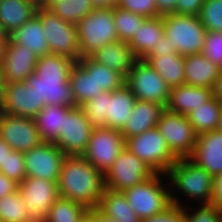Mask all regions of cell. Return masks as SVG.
<instances>
[{"label": "cell", "mask_w": 222, "mask_h": 222, "mask_svg": "<svg viewBox=\"0 0 222 222\" xmlns=\"http://www.w3.org/2000/svg\"><path fill=\"white\" fill-rule=\"evenodd\" d=\"M59 197L74 201L87 210L97 207L102 196L104 175L82 155H67L57 182Z\"/></svg>", "instance_id": "obj_1"}, {"label": "cell", "mask_w": 222, "mask_h": 222, "mask_svg": "<svg viewBox=\"0 0 222 222\" xmlns=\"http://www.w3.org/2000/svg\"><path fill=\"white\" fill-rule=\"evenodd\" d=\"M75 61L56 54L38 58L35 73L25 82L34 87L45 105L76 107L71 85L70 71Z\"/></svg>", "instance_id": "obj_2"}, {"label": "cell", "mask_w": 222, "mask_h": 222, "mask_svg": "<svg viewBox=\"0 0 222 222\" xmlns=\"http://www.w3.org/2000/svg\"><path fill=\"white\" fill-rule=\"evenodd\" d=\"M167 177L172 204L183 207V200H179L181 195L187 197L186 200L191 199L193 203L198 202L199 205L211 204L214 177L188 157L178 158L166 173Z\"/></svg>", "instance_id": "obj_3"}, {"label": "cell", "mask_w": 222, "mask_h": 222, "mask_svg": "<svg viewBox=\"0 0 222 222\" xmlns=\"http://www.w3.org/2000/svg\"><path fill=\"white\" fill-rule=\"evenodd\" d=\"M81 57H90L102 46L119 41L113 8H94L76 24Z\"/></svg>", "instance_id": "obj_4"}, {"label": "cell", "mask_w": 222, "mask_h": 222, "mask_svg": "<svg viewBox=\"0 0 222 222\" xmlns=\"http://www.w3.org/2000/svg\"><path fill=\"white\" fill-rule=\"evenodd\" d=\"M165 176L156 173L145 182L123 191L140 220L159 215L172 205L169 182L163 178Z\"/></svg>", "instance_id": "obj_5"}, {"label": "cell", "mask_w": 222, "mask_h": 222, "mask_svg": "<svg viewBox=\"0 0 222 222\" xmlns=\"http://www.w3.org/2000/svg\"><path fill=\"white\" fill-rule=\"evenodd\" d=\"M164 35L182 56L201 53L206 28L198 16L169 14L163 17Z\"/></svg>", "instance_id": "obj_6"}, {"label": "cell", "mask_w": 222, "mask_h": 222, "mask_svg": "<svg viewBox=\"0 0 222 222\" xmlns=\"http://www.w3.org/2000/svg\"><path fill=\"white\" fill-rule=\"evenodd\" d=\"M125 147L155 173L166 174L178 159L169 149L157 127L127 138Z\"/></svg>", "instance_id": "obj_7"}, {"label": "cell", "mask_w": 222, "mask_h": 222, "mask_svg": "<svg viewBox=\"0 0 222 222\" xmlns=\"http://www.w3.org/2000/svg\"><path fill=\"white\" fill-rule=\"evenodd\" d=\"M50 54L67 57L77 62L80 56L76 24L65 21L48 8H37Z\"/></svg>", "instance_id": "obj_8"}, {"label": "cell", "mask_w": 222, "mask_h": 222, "mask_svg": "<svg viewBox=\"0 0 222 222\" xmlns=\"http://www.w3.org/2000/svg\"><path fill=\"white\" fill-rule=\"evenodd\" d=\"M156 173L126 147L104 174L106 189L123 192L150 179Z\"/></svg>", "instance_id": "obj_9"}, {"label": "cell", "mask_w": 222, "mask_h": 222, "mask_svg": "<svg viewBox=\"0 0 222 222\" xmlns=\"http://www.w3.org/2000/svg\"><path fill=\"white\" fill-rule=\"evenodd\" d=\"M125 84L137 100L159 103L166 108L171 88L147 61L135 62Z\"/></svg>", "instance_id": "obj_10"}, {"label": "cell", "mask_w": 222, "mask_h": 222, "mask_svg": "<svg viewBox=\"0 0 222 222\" xmlns=\"http://www.w3.org/2000/svg\"><path fill=\"white\" fill-rule=\"evenodd\" d=\"M124 148L125 138L120 130L110 127L94 128L82 156L104 175Z\"/></svg>", "instance_id": "obj_11"}, {"label": "cell", "mask_w": 222, "mask_h": 222, "mask_svg": "<svg viewBox=\"0 0 222 222\" xmlns=\"http://www.w3.org/2000/svg\"><path fill=\"white\" fill-rule=\"evenodd\" d=\"M157 128L177 158H187L191 155L198 135L186 115L165 109L159 118Z\"/></svg>", "instance_id": "obj_12"}, {"label": "cell", "mask_w": 222, "mask_h": 222, "mask_svg": "<svg viewBox=\"0 0 222 222\" xmlns=\"http://www.w3.org/2000/svg\"><path fill=\"white\" fill-rule=\"evenodd\" d=\"M18 191L25 202L27 213L39 221L47 217V213L59 197L57 182L42 178L26 177L18 185Z\"/></svg>", "instance_id": "obj_13"}, {"label": "cell", "mask_w": 222, "mask_h": 222, "mask_svg": "<svg viewBox=\"0 0 222 222\" xmlns=\"http://www.w3.org/2000/svg\"><path fill=\"white\" fill-rule=\"evenodd\" d=\"M26 177L58 182L61 166L67 156L55 143L42 142L24 152Z\"/></svg>", "instance_id": "obj_14"}, {"label": "cell", "mask_w": 222, "mask_h": 222, "mask_svg": "<svg viewBox=\"0 0 222 222\" xmlns=\"http://www.w3.org/2000/svg\"><path fill=\"white\" fill-rule=\"evenodd\" d=\"M93 129L85 111L79 106L73 107L64 116L63 129L54 143L66 155H82L88 147Z\"/></svg>", "instance_id": "obj_15"}, {"label": "cell", "mask_w": 222, "mask_h": 222, "mask_svg": "<svg viewBox=\"0 0 222 222\" xmlns=\"http://www.w3.org/2000/svg\"><path fill=\"white\" fill-rule=\"evenodd\" d=\"M0 137L13 150L27 152L43 141L37 130L35 119L0 112Z\"/></svg>", "instance_id": "obj_16"}, {"label": "cell", "mask_w": 222, "mask_h": 222, "mask_svg": "<svg viewBox=\"0 0 222 222\" xmlns=\"http://www.w3.org/2000/svg\"><path fill=\"white\" fill-rule=\"evenodd\" d=\"M44 106L35 88L25 81L5 83L0 112L35 118Z\"/></svg>", "instance_id": "obj_17"}, {"label": "cell", "mask_w": 222, "mask_h": 222, "mask_svg": "<svg viewBox=\"0 0 222 222\" xmlns=\"http://www.w3.org/2000/svg\"><path fill=\"white\" fill-rule=\"evenodd\" d=\"M69 83L74 101L79 107L106 92L96 81V61L91 56L81 57L75 62L70 71Z\"/></svg>", "instance_id": "obj_18"}, {"label": "cell", "mask_w": 222, "mask_h": 222, "mask_svg": "<svg viewBox=\"0 0 222 222\" xmlns=\"http://www.w3.org/2000/svg\"><path fill=\"white\" fill-rule=\"evenodd\" d=\"M38 58L28 47L16 44L9 39L5 58L1 65L4 82L25 81L31 74L35 73Z\"/></svg>", "instance_id": "obj_19"}, {"label": "cell", "mask_w": 222, "mask_h": 222, "mask_svg": "<svg viewBox=\"0 0 222 222\" xmlns=\"http://www.w3.org/2000/svg\"><path fill=\"white\" fill-rule=\"evenodd\" d=\"M215 177L222 173V132L213 130L197 136L193 152L188 157Z\"/></svg>", "instance_id": "obj_20"}, {"label": "cell", "mask_w": 222, "mask_h": 222, "mask_svg": "<svg viewBox=\"0 0 222 222\" xmlns=\"http://www.w3.org/2000/svg\"><path fill=\"white\" fill-rule=\"evenodd\" d=\"M91 57L97 63L115 70L124 78L127 77L138 60L129 43L123 41L108 43L95 51Z\"/></svg>", "instance_id": "obj_21"}, {"label": "cell", "mask_w": 222, "mask_h": 222, "mask_svg": "<svg viewBox=\"0 0 222 222\" xmlns=\"http://www.w3.org/2000/svg\"><path fill=\"white\" fill-rule=\"evenodd\" d=\"M165 109L166 108L159 103L136 100L132 115L122 128L121 135L126 140L127 138L157 127L159 118Z\"/></svg>", "instance_id": "obj_22"}, {"label": "cell", "mask_w": 222, "mask_h": 222, "mask_svg": "<svg viewBox=\"0 0 222 222\" xmlns=\"http://www.w3.org/2000/svg\"><path fill=\"white\" fill-rule=\"evenodd\" d=\"M221 68L202 54L184 56L185 84L213 89Z\"/></svg>", "instance_id": "obj_23"}, {"label": "cell", "mask_w": 222, "mask_h": 222, "mask_svg": "<svg viewBox=\"0 0 222 222\" xmlns=\"http://www.w3.org/2000/svg\"><path fill=\"white\" fill-rule=\"evenodd\" d=\"M212 96L213 89L183 84L171 88L166 109L177 114L187 115L202 103L207 102Z\"/></svg>", "instance_id": "obj_24"}, {"label": "cell", "mask_w": 222, "mask_h": 222, "mask_svg": "<svg viewBox=\"0 0 222 222\" xmlns=\"http://www.w3.org/2000/svg\"><path fill=\"white\" fill-rule=\"evenodd\" d=\"M35 0H2L0 3V29L10 34L36 14Z\"/></svg>", "instance_id": "obj_25"}, {"label": "cell", "mask_w": 222, "mask_h": 222, "mask_svg": "<svg viewBox=\"0 0 222 222\" xmlns=\"http://www.w3.org/2000/svg\"><path fill=\"white\" fill-rule=\"evenodd\" d=\"M9 39L16 44L28 47L39 58L50 54V48L44 36V29L37 14L10 33Z\"/></svg>", "instance_id": "obj_26"}, {"label": "cell", "mask_w": 222, "mask_h": 222, "mask_svg": "<svg viewBox=\"0 0 222 222\" xmlns=\"http://www.w3.org/2000/svg\"><path fill=\"white\" fill-rule=\"evenodd\" d=\"M136 100L126 84L113 92H108L107 127L121 131L132 115Z\"/></svg>", "instance_id": "obj_27"}, {"label": "cell", "mask_w": 222, "mask_h": 222, "mask_svg": "<svg viewBox=\"0 0 222 222\" xmlns=\"http://www.w3.org/2000/svg\"><path fill=\"white\" fill-rule=\"evenodd\" d=\"M164 35L163 17L147 18L129 42L138 59H143Z\"/></svg>", "instance_id": "obj_28"}, {"label": "cell", "mask_w": 222, "mask_h": 222, "mask_svg": "<svg viewBox=\"0 0 222 222\" xmlns=\"http://www.w3.org/2000/svg\"><path fill=\"white\" fill-rule=\"evenodd\" d=\"M73 107L45 105L35 116L37 130L43 142L54 143L63 129L64 116Z\"/></svg>", "instance_id": "obj_29"}, {"label": "cell", "mask_w": 222, "mask_h": 222, "mask_svg": "<svg viewBox=\"0 0 222 222\" xmlns=\"http://www.w3.org/2000/svg\"><path fill=\"white\" fill-rule=\"evenodd\" d=\"M96 209L119 222H140V218L129 205L126 195L120 191L105 188Z\"/></svg>", "instance_id": "obj_30"}, {"label": "cell", "mask_w": 222, "mask_h": 222, "mask_svg": "<svg viewBox=\"0 0 222 222\" xmlns=\"http://www.w3.org/2000/svg\"><path fill=\"white\" fill-rule=\"evenodd\" d=\"M147 62L170 88L185 84L184 56L178 53L151 56Z\"/></svg>", "instance_id": "obj_31"}, {"label": "cell", "mask_w": 222, "mask_h": 222, "mask_svg": "<svg viewBox=\"0 0 222 222\" xmlns=\"http://www.w3.org/2000/svg\"><path fill=\"white\" fill-rule=\"evenodd\" d=\"M222 103L212 96L186 116L197 135L216 130Z\"/></svg>", "instance_id": "obj_32"}, {"label": "cell", "mask_w": 222, "mask_h": 222, "mask_svg": "<svg viewBox=\"0 0 222 222\" xmlns=\"http://www.w3.org/2000/svg\"><path fill=\"white\" fill-rule=\"evenodd\" d=\"M88 211L74 201L58 197L43 222H79Z\"/></svg>", "instance_id": "obj_33"}, {"label": "cell", "mask_w": 222, "mask_h": 222, "mask_svg": "<svg viewBox=\"0 0 222 222\" xmlns=\"http://www.w3.org/2000/svg\"><path fill=\"white\" fill-rule=\"evenodd\" d=\"M25 207L18 190L3 196L0 199V222H32L34 219L27 213Z\"/></svg>", "instance_id": "obj_34"}, {"label": "cell", "mask_w": 222, "mask_h": 222, "mask_svg": "<svg viewBox=\"0 0 222 222\" xmlns=\"http://www.w3.org/2000/svg\"><path fill=\"white\" fill-rule=\"evenodd\" d=\"M48 9L61 19L77 24L94 6L91 0H59Z\"/></svg>", "instance_id": "obj_35"}, {"label": "cell", "mask_w": 222, "mask_h": 222, "mask_svg": "<svg viewBox=\"0 0 222 222\" xmlns=\"http://www.w3.org/2000/svg\"><path fill=\"white\" fill-rule=\"evenodd\" d=\"M113 19L119 41L129 43L133 38V33H136L138 27L147 18H144L143 16L137 15L115 5L113 7Z\"/></svg>", "instance_id": "obj_36"}, {"label": "cell", "mask_w": 222, "mask_h": 222, "mask_svg": "<svg viewBox=\"0 0 222 222\" xmlns=\"http://www.w3.org/2000/svg\"><path fill=\"white\" fill-rule=\"evenodd\" d=\"M81 108L85 111L87 120L93 128L107 127L108 92L98 94L84 103Z\"/></svg>", "instance_id": "obj_37"}, {"label": "cell", "mask_w": 222, "mask_h": 222, "mask_svg": "<svg viewBox=\"0 0 222 222\" xmlns=\"http://www.w3.org/2000/svg\"><path fill=\"white\" fill-rule=\"evenodd\" d=\"M198 17L207 31L222 32V0H204Z\"/></svg>", "instance_id": "obj_38"}, {"label": "cell", "mask_w": 222, "mask_h": 222, "mask_svg": "<svg viewBox=\"0 0 222 222\" xmlns=\"http://www.w3.org/2000/svg\"><path fill=\"white\" fill-rule=\"evenodd\" d=\"M198 206L194 208L186 204L182 207L184 222H222L221 209L211 204Z\"/></svg>", "instance_id": "obj_39"}, {"label": "cell", "mask_w": 222, "mask_h": 222, "mask_svg": "<svg viewBox=\"0 0 222 222\" xmlns=\"http://www.w3.org/2000/svg\"><path fill=\"white\" fill-rule=\"evenodd\" d=\"M0 172L18 185L21 184L26 178L24 153L13 150L7 156L4 166L0 167Z\"/></svg>", "instance_id": "obj_40"}, {"label": "cell", "mask_w": 222, "mask_h": 222, "mask_svg": "<svg viewBox=\"0 0 222 222\" xmlns=\"http://www.w3.org/2000/svg\"><path fill=\"white\" fill-rule=\"evenodd\" d=\"M201 53L222 70V32L206 31Z\"/></svg>", "instance_id": "obj_41"}, {"label": "cell", "mask_w": 222, "mask_h": 222, "mask_svg": "<svg viewBox=\"0 0 222 222\" xmlns=\"http://www.w3.org/2000/svg\"><path fill=\"white\" fill-rule=\"evenodd\" d=\"M96 81L107 92H113L125 84V78L121 74L97 62Z\"/></svg>", "instance_id": "obj_42"}, {"label": "cell", "mask_w": 222, "mask_h": 222, "mask_svg": "<svg viewBox=\"0 0 222 222\" xmlns=\"http://www.w3.org/2000/svg\"><path fill=\"white\" fill-rule=\"evenodd\" d=\"M116 6L144 18L158 17L156 0H117Z\"/></svg>", "instance_id": "obj_43"}, {"label": "cell", "mask_w": 222, "mask_h": 222, "mask_svg": "<svg viewBox=\"0 0 222 222\" xmlns=\"http://www.w3.org/2000/svg\"><path fill=\"white\" fill-rule=\"evenodd\" d=\"M140 222H184L182 215V207L172 204L164 212L148 219L140 220Z\"/></svg>", "instance_id": "obj_44"}, {"label": "cell", "mask_w": 222, "mask_h": 222, "mask_svg": "<svg viewBox=\"0 0 222 222\" xmlns=\"http://www.w3.org/2000/svg\"><path fill=\"white\" fill-rule=\"evenodd\" d=\"M204 0H178L176 14L198 16Z\"/></svg>", "instance_id": "obj_45"}, {"label": "cell", "mask_w": 222, "mask_h": 222, "mask_svg": "<svg viewBox=\"0 0 222 222\" xmlns=\"http://www.w3.org/2000/svg\"><path fill=\"white\" fill-rule=\"evenodd\" d=\"M165 54H177L174 49V45L169 43V39L162 36V38L157 42L155 47L143 58L144 61H147L151 56H159Z\"/></svg>", "instance_id": "obj_46"}, {"label": "cell", "mask_w": 222, "mask_h": 222, "mask_svg": "<svg viewBox=\"0 0 222 222\" xmlns=\"http://www.w3.org/2000/svg\"><path fill=\"white\" fill-rule=\"evenodd\" d=\"M211 205L222 209V173L214 177Z\"/></svg>", "instance_id": "obj_47"}, {"label": "cell", "mask_w": 222, "mask_h": 222, "mask_svg": "<svg viewBox=\"0 0 222 222\" xmlns=\"http://www.w3.org/2000/svg\"><path fill=\"white\" fill-rule=\"evenodd\" d=\"M18 190V184L0 172V199Z\"/></svg>", "instance_id": "obj_48"}, {"label": "cell", "mask_w": 222, "mask_h": 222, "mask_svg": "<svg viewBox=\"0 0 222 222\" xmlns=\"http://www.w3.org/2000/svg\"><path fill=\"white\" fill-rule=\"evenodd\" d=\"M178 0H156L158 15L164 17L175 13Z\"/></svg>", "instance_id": "obj_49"}, {"label": "cell", "mask_w": 222, "mask_h": 222, "mask_svg": "<svg viewBox=\"0 0 222 222\" xmlns=\"http://www.w3.org/2000/svg\"><path fill=\"white\" fill-rule=\"evenodd\" d=\"M13 151L12 147L0 137V167L4 166L7 156Z\"/></svg>", "instance_id": "obj_50"}, {"label": "cell", "mask_w": 222, "mask_h": 222, "mask_svg": "<svg viewBox=\"0 0 222 222\" xmlns=\"http://www.w3.org/2000/svg\"><path fill=\"white\" fill-rule=\"evenodd\" d=\"M9 35L1 33L0 34V67L3 64V60L5 58V50L8 45Z\"/></svg>", "instance_id": "obj_51"}, {"label": "cell", "mask_w": 222, "mask_h": 222, "mask_svg": "<svg viewBox=\"0 0 222 222\" xmlns=\"http://www.w3.org/2000/svg\"><path fill=\"white\" fill-rule=\"evenodd\" d=\"M213 96L222 103V71L216 80L215 86L213 88Z\"/></svg>", "instance_id": "obj_52"}, {"label": "cell", "mask_w": 222, "mask_h": 222, "mask_svg": "<svg viewBox=\"0 0 222 222\" xmlns=\"http://www.w3.org/2000/svg\"><path fill=\"white\" fill-rule=\"evenodd\" d=\"M94 8H113L117 0H91Z\"/></svg>", "instance_id": "obj_53"}, {"label": "cell", "mask_w": 222, "mask_h": 222, "mask_svg": "<svg viewBox=\"0 0 222 222\" xmlns=\"http://www.w3.org/2000/svg\"><path fill=\"white\" fill-rule=\"evenodd\" d=\"M93 222H119L100 213L96 208L93 209Z\"/></svg>", "instance_id": "obj_54"}, {"label": "cell", "mask_w": 222, "mask_h": 222, "mask_svg": "<svg viewBox=\"0 0 222 222\" xmlns=\"http://www.w3.org/2000/svg\"><path fill=\"white\" fill-rule=\"evenodd\" d=\"M37 3V8H49L55 2L59 0H35Z\"/></svg>", "instance_id": "obj_55"}, {"label": "cell", "mask_w": 222, "mask_h": 222, "mask_svg": "<svg viewBox=\"0 0 222 222\" xmlns=\"http://www.w3.org/2000/svg\"><path fill=\"white\" fill-rule=\"evenodd\" d=\"M4 88H5L4 76H3L2 68L0 67V107L3 101Z\"/></svg>", "instance_id": "obj_56"}, {"label": "cell", "mask_w": 222, "mask_h": 222, "mask_svg": "<svg viewBox=\"0 0 222 222\" xmlns=\"http://www.w3.org/2000/svg\"><path fill=\"white\" fill-rule=\"evenodd\" d=\"M79 222H93V210H89L88 214L83 217Z\"/></svg>", "instance_id": "obj_57"}, {"label": "cell", "mask_w": 222, "mask_h": 222, "mask_svg": "<svg viewBox=\"0 0 222 222\" xmlns=\"http://www.w3.org/2000/svg\"><path fill=\"white\" fill-rule=\"evenodd\" d=\"M216 130L222 132V109H221V113H220V117H219V120H218V125H217Z\"/></svg>", "instance_id": "obj_58"}, {"label": "cell", "mask_w": 222, "mask_h": 222, "mask_svg": "<svg viewBox=\"0 0 222 222\" xmlns=\"http://www.w3.org/2000/svg\"><path fill=\"white\" fill-rule=\"evenodd\" d=\"M32 222H43V221H39V220H33Z\"/></svg>", "instance_id": "obj_59"}]
</instances>
